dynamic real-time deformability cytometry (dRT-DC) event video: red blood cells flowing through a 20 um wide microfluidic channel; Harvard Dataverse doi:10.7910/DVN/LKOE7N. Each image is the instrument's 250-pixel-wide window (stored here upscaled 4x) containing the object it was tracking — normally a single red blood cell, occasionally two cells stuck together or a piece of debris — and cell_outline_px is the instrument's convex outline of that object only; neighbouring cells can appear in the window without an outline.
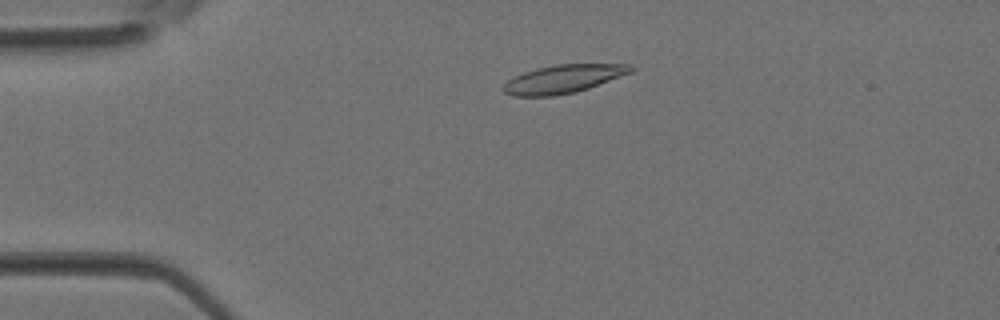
{"species": "Egyptian fruit bat (a non-hibernating species)", "species_latin": "Rousettus aegyptiacus", "temperature_condition": "room temperature", "stored_images_in_passage": 3, "camera_frame_rate_fps": 3000, "um_per_image_px": 0.085, "animal": {"sex": "female"}, "frame": {"image": 1, "passage_image": 2, "time_ms": 0.333, "image_size_px": [1000, 320], "cell_outline_px": [[636, 68], [632, 72], [588, 88], [576, 92], [552, 96], [512, 96], [504, 92], [500, 88], [508, 80], [524, 72], [536, 68], [556, 64], [632, 64]], "centroid_in_image_um": [47.88, 6.71], "position_along_channel_um": 37.1, "area_um2": 21.04}}